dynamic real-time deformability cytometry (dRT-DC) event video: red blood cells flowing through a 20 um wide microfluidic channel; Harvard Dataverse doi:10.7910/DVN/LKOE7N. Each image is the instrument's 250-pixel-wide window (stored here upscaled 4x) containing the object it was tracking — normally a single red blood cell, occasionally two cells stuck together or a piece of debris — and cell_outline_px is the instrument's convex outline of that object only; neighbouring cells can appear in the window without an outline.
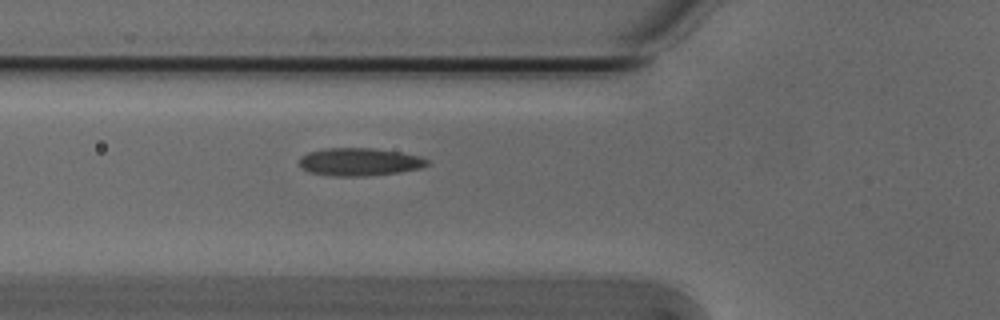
{"species": "Egyptian fruit bat (a non-hibernating species)", "species_latin": "Rousettus aegyptiacus", "temperature_condition": "cold", "stored_images_in_passage": 35, "camera_frame_rate_fps": 3000, "um_per_image_px": 0.085, "animal": {"sex": "male"}, "frame": {"image": 1, "passage_image": 6, "time_ms": 1.667, "image_size_px": [1000, 320], "cell_outline_px": [[432, 164], [420, 168], [400, 172], [368, 176], [332, 176], [308, 172], [300, 168], [300, 156], [308, 152], [324, 148], [372, 148], [400, 152], [420, 156], [428, 160]], "centroid_in_image_um": [30.55, 13.76], "position_along_channel_um": 95.2, "area_um2": 20.98}}
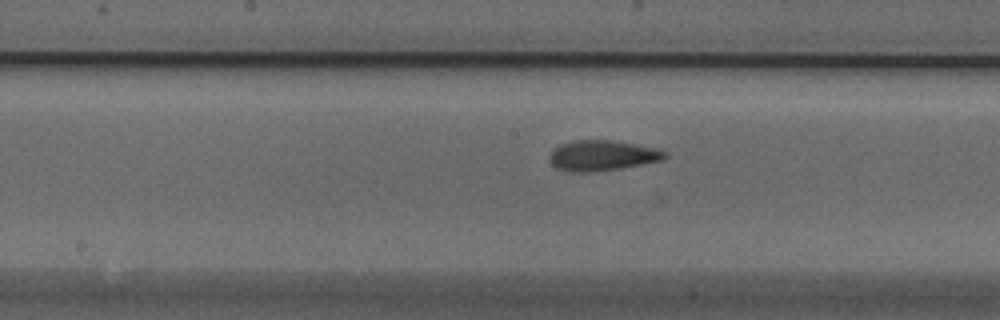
{"frame": {"image": 2, "passage_image": 14, "time_ms": 4.333, "image_size_px": [1000, 320], "cell_outline_px": [[668, 156], [664, 160], [620, 168], [588, 172], [568, 172], [556, 168], [552, 164], [548, 156], [560, 144], [572, 140], [612, 140], [656, 148], [664, 152]], "centroid_in_image_um": [51.17, 13.22], "position_along_channel_um": 197.0, "area_um2": 20.35}}
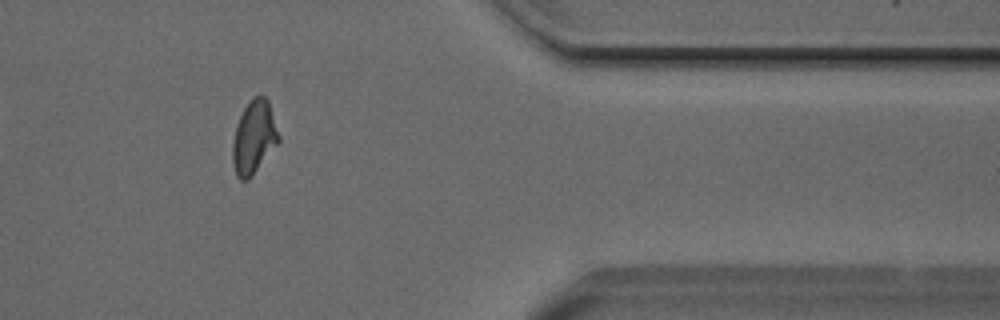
{"frame": {"image": 3, "passage_image": 31, "time_ms": 10.0, "image_size_px": [1000, 320], "cell_outline_px": [[280, 140], [252, 176], [248, 180], [240, 180], [236, 176], [232, 164], [232, 144], [236, 128], [240, 116], [244, 108], [252, 96], [264, 96], [268, 100], [280, 136]], "centroid_in_image_um": [21.57, 11.69], "position_along_channel_um": 389.8, "area_um2": 19.59}, "authors_computed_cell_mechanics": {"area_um2": 19.8254, "velocity_mm_per_s": 3.8111, "shape_relaxation_time_tau1_ms": 7.2691, "shape_relaxation_time_tau2_ms": 2.0325, "deformation_change_tau1": 0.1841, "deformation_change_tau2": 0.0654}}